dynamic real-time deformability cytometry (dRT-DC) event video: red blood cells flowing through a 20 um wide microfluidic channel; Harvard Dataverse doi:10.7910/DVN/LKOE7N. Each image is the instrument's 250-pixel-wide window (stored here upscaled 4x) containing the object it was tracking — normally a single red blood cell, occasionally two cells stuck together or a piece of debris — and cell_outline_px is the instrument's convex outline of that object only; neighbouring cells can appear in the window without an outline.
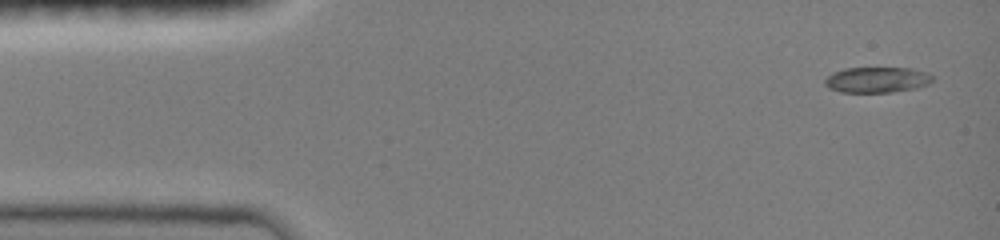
{"species": "common noctule bat (a hibernating species)", "species_latin": "Nyctalus noctula", "temperature_condition": "room temperature", "stored_images_in_passage": 5, "camera_frame_rate_fps": 3000, "um_per_image_px": 0.085, "animal": {"sex": "female", "body_mass_g": 19.0, "forearm_length_mm": 51.5}, "frame": {"image": 1, "passage_image": 1, "time_ms": 0.0, "image_size_px": [1000, 240], "cell_outline_px": [[932, 80], [928, 84], [916, 88], [892, 92], [840, 92], [828, 88], [824, 84], [824, 80], [832, 72], [844, 68], [912, 68], [924, 72], [932, 76]], "centroid_in_image_um": [74.49, 6.78], "position_along_channel_um": 10.5, "area_um2": 16.07}}
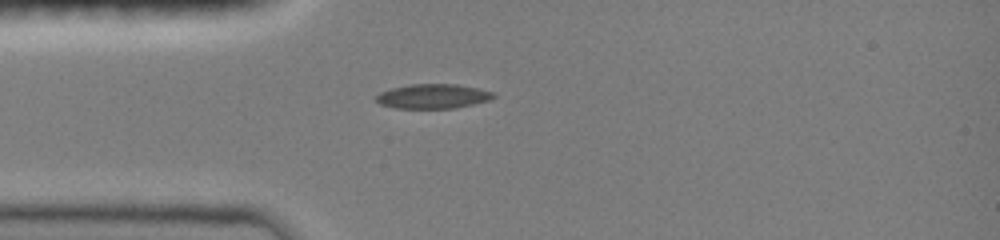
{"frame": {"image": 2, "passage_image": 5, "time_ms": 3.333, "image_size_px": [1000, 240], "cell_outline_px": [[496, 96], [488, 100], [472, 104], [452, 108], [396, 108], [380, 104], [376, 100], [376, 96], [380, 92], [392, 88], [412, 84], [456, 84], [496, 92]], "centroid_in_image_um": [36.8, 8.18], "position_along_channel_um": 48.2, "area_um2": 16.59}}